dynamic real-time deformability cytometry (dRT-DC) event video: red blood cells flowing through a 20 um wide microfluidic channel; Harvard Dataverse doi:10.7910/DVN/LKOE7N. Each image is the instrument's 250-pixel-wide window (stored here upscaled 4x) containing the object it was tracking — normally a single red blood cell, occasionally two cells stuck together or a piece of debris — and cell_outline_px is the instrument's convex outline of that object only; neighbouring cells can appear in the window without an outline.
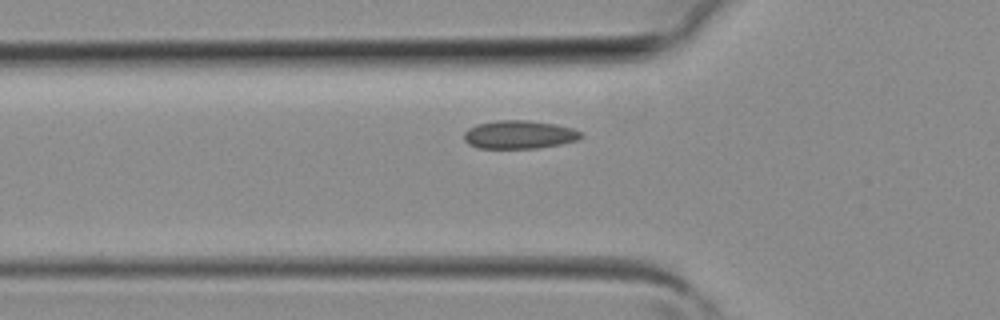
{"species": "common noctule bat (a hibernating species)", "species_latin": "Nyctalus noctula", "temperature_condition": "room temperature", "stored_images_in_passage": 28, "camera_frame_rate_fps": 3000, "um_per_image_px": 0.085, "animal": {"sex": "female", "body_mass_g": 19.3, "forearm_length_mm": 54.1}, "frame": {"image": 1, "passage_image": 6, "time_ms": 1.667, "image_size_px": [1000, 320], "cell_outline_px": [[584, 136], [576, 140], [560, 144], [536, 148], [480, 148], [468, 144], [464, 140], [464, 132], [468, 128], [476, 124], [496, 120], [524, 120], [556, 124], [572, 128], [580, 132]], "centroid_in_image_um": [44.1, 11.44], "position_along_channel_um": 81.7, "area_um2": 19.25}}
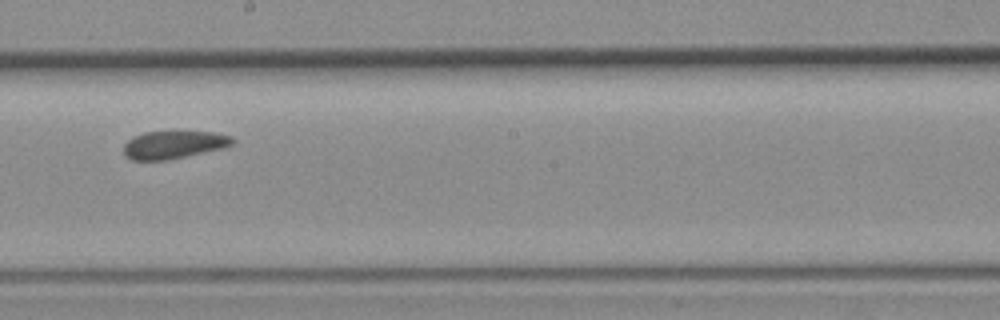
{"frame": {"image": 2, "passage_image": 15, "time_ms": 4.667, "image_size_px": [1000, 320], "cell_outline_px": [[236, 140], [232, 144], [224, 148], [168, 160], [132, 160], [124, 152], [124, 144], [132, 136], [144, 132], [172, 128], [176, 128], [212, 132], [232, 136]], "centroid_in_image_um": [14.8, 12.23], "position_along_channel_um": 233.4, "area_um2": 18.61}}
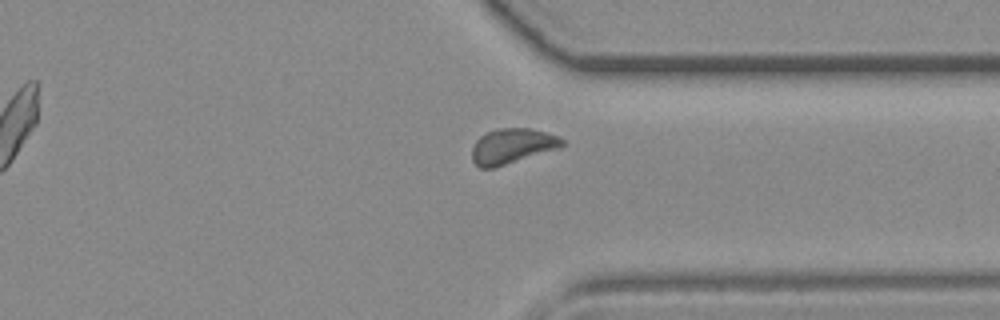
{"frame": {"image": 3, "passage_image": 23, "time_ms": 7.333, "image_size_px": [1000, 320], "cell_outline_px": [[568, 144], [560, 148], [492, 168], [480, 168], [472, 160], [472, 148], [476, 140], [480, 136], [496, 128], [532, 128], [560, 136]], "centroid_in_image_um": [43.57, 12.4], "position_along_channel_um": 367.8, "area_um2": 18.61}}